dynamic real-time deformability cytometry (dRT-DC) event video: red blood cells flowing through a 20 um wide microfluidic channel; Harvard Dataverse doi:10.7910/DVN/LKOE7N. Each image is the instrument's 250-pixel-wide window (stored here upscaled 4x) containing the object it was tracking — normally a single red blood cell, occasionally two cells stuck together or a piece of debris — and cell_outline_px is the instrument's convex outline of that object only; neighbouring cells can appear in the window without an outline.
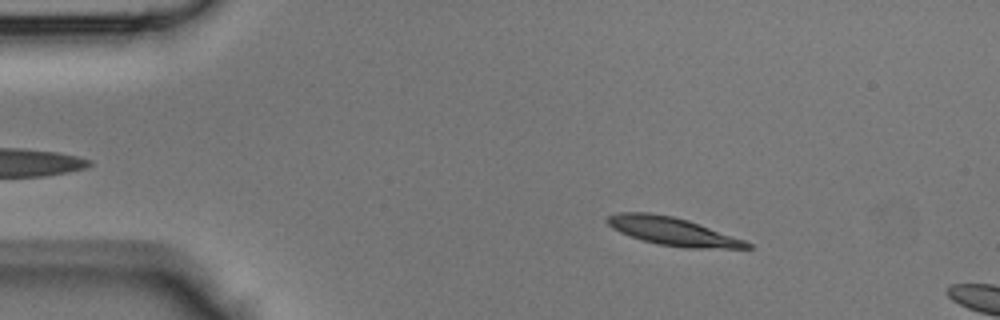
{"species": "Egyptian fruit bat (a non-hibernating species)", "species_latin": "Rousettus aegyptiacus", "temperature_condition": "room temperature", "stored_images_in_passage": 9, "camera_frame_rate_fps": 3000, "um_per_image_px": 0.085, "animal": {"sex": "male"}, "frame": {"image": 1, "passage_image": 6, "time_ms": 1.667, "image_size_px": [1000, 320], "cell_outline_px": [[752, 248], [688, 248], [660, 244], [644, 240], [620, 232], [612, 228], [604, 220], [604, 216], [620, 212], [648, 212], [672, 216], [688, 220], [744, 240], [752, 244]], "centroid_in_image_um": [57.12, 19.64], "position_along_channel_um": 27.9, "area_um2": 22.6}}